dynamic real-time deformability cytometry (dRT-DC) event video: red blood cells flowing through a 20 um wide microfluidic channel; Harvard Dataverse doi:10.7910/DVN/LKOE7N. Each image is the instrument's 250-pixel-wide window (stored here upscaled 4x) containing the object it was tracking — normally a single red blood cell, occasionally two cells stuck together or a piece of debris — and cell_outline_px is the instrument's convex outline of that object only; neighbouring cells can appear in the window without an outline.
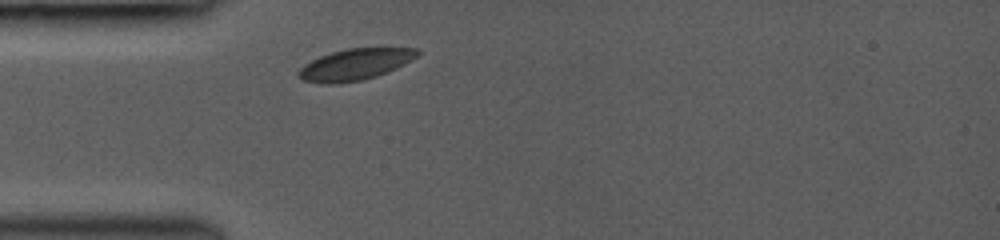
{"species": "common noctule bat (a hibernating species)", "species_latin": "Nyctalus noctula", "temperature_condition": "room temperature", "stored_images_in_passage": 1, "camera_frame_rate_fps": 3000, "um_per_image_px": 0.085, "animal": {"sex": "female", "body_mass_g": 19.0, "forearm_length_mm": 53.3}, "frame": {"image": 1, "passage_image": 1, "time_ms": 0.0, "image_size_px": [1000, 240], "cell_outline_px": [[420, 52], [412, 60], [396, 68], [376, 76], [364, 80], [340, 84], [324, 84], [304, 80], [296, 76], [296, 72], [304, 64], [320, 56], [332, 52], [348, 48], [420, 48]], "centroid_in_image_um": [30.16, 5.49], "position_along_channel_um": 54.8, "area_um2": 21.79}}